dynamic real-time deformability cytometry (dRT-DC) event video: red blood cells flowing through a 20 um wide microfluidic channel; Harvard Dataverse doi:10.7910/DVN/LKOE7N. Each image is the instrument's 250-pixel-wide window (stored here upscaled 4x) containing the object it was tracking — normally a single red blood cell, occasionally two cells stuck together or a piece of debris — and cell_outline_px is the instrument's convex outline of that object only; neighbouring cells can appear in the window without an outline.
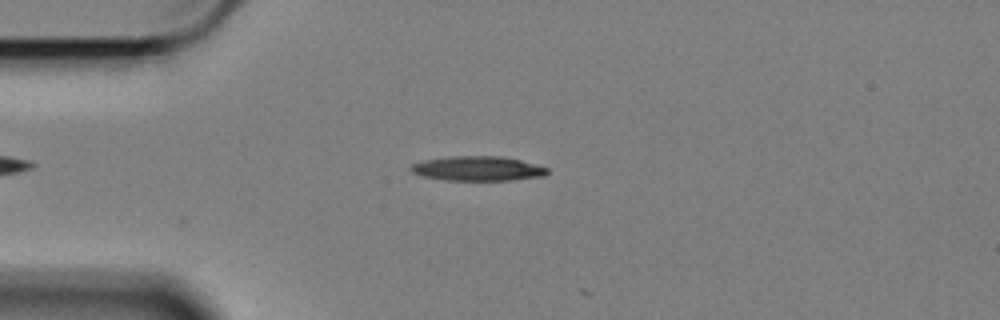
{"species": "Egyptian fruit bat (a non-hibernating species)", "species_latin": "Rousettus aegyptiacus", "temperature_condition": "cold", "stored_images_in_passage": 2, "camera_frame_rate_fps": 3000, "um_per_image_px": 0.085, "animal": {"sex": "female"}, "frame": {"image": 1, "passage_image": 1, "time_ms": 0.0, "image_size_px": [1000, 320], "cell_outline_px": [[548, 172], [544, 176], [512, 180], [444, 180], [424, 176], [412, 172], [408, 168], [412, 164], [424, 160], [452, 156], [500, 156], [520, 160], [548, 168]], "centroid_in_image_um": [40.6, 14.32], "position_along_channel_um": 44.4, "area_um2": 19.42}}